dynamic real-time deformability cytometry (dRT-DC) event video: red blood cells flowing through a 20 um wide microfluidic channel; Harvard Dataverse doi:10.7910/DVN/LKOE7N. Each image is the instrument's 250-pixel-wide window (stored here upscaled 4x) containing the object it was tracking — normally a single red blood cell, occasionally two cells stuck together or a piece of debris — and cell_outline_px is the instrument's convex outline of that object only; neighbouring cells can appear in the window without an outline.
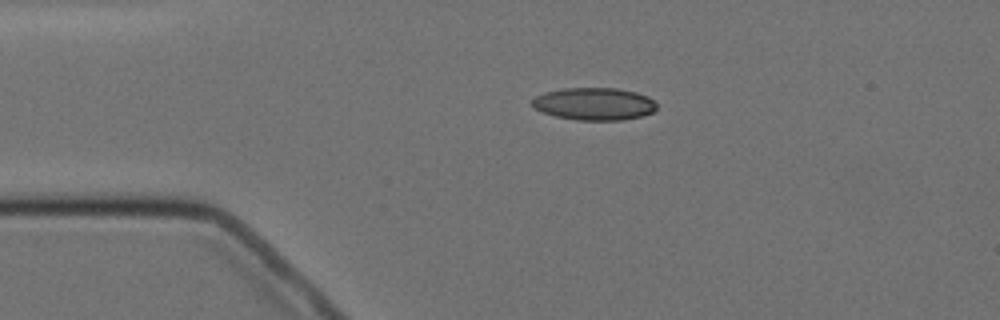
{"species": "Egyptian fruit bat (a non-hibernating species)", "species_latin": "Rousettus aegyptiacus", "temperature_condition": "cold", "stored_images_in_passage": 3, "camera_frame_rate_fps": 3000, "um_per_image_px": 0.085, "animal": {"sex": "female"}, "frame": {"image": 1, "passage_image": 1, "time_ms": 0.0, "image_size_px": [1000, 320], "cell_outline_px": [[656, 108], [652, 112], [640, 116], [620, 120], [576, 120], [556, 116], [532, 108], [532, 100], [536, 96], [544, 92], [564, 88], [616, 88], [636, 92], [648, 96], [656, 104]], "centroid_in_image_um": [50.48, 8.82], "position_along_channel_um": 34.5, "area_um2": 23.47}}
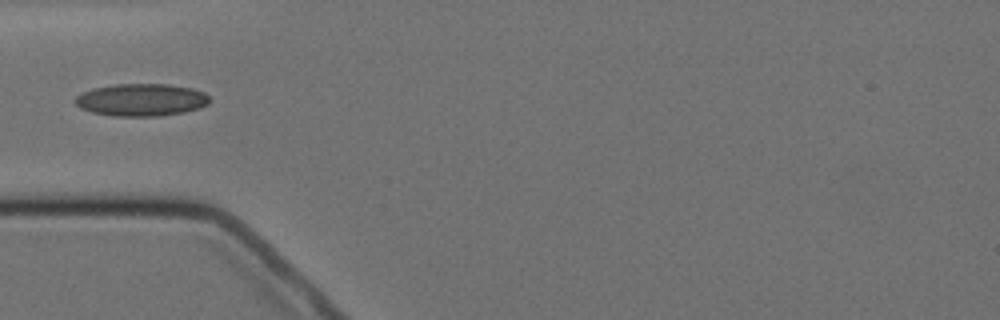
{"frame": {"image": 2, "passage_image": 3, "time_ms": 2.0, "image_size_px": [1000, 320], "cell_outline_px": [[208, 104], [200, 108], [184, 112], [156, 116], [112, 116], [92, 112], [80, 108], [76, 104], [76, 96], [92, 88], [116, 84], [168, 84], [192, 88], [204, 92], [208, 96]], "centroid_in_image_um": [12.01, 8.48], "position_along_channel_um": 73.0, "area_um2": 25.32}}